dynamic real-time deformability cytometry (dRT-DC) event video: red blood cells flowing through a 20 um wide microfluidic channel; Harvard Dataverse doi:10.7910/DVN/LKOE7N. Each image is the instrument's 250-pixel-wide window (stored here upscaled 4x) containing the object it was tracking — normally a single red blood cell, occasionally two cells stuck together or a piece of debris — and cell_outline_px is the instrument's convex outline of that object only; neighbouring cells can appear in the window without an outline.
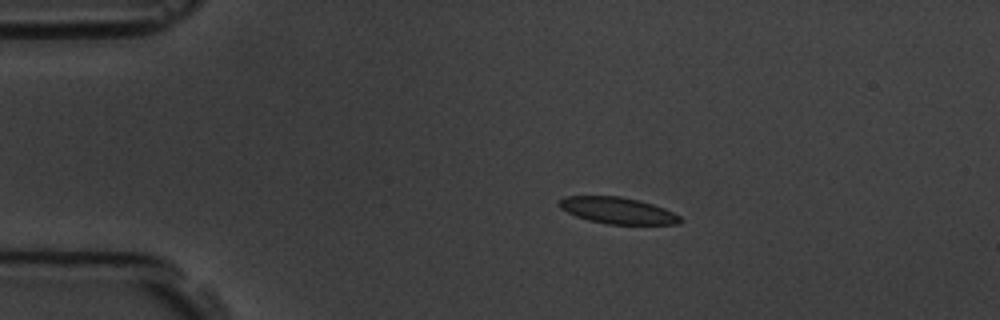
{"species": "common noctule bat (a hibernating species)", "species_latin": "Nyctalus noctula", "temperature_condition": "room temperature", "stored_images_in_passage": 9, "camera_frame_rate_fps": 3000, "um_per_image_px": 0.085, "animal": {"sex": "male", "body_mass_g": 19.5, "forearm_length_mm": 54.6}, "frame": {"image": 1, "passage_image": 1, "time_ms": 0.0, "image_size_px": [1000, 320], "cell_outline_px": [[684, 220], [680, 224], [608, 224], [588, 220], [576, 216], [560, 208], [560, 200], [564, 196], [620, 196], [640, 200], [664, 208], [680, 216]], "centroid_in_image_um": [52.53, 17.89], "position_along_channel_um": 32.5, "area_um2": 18.61}}
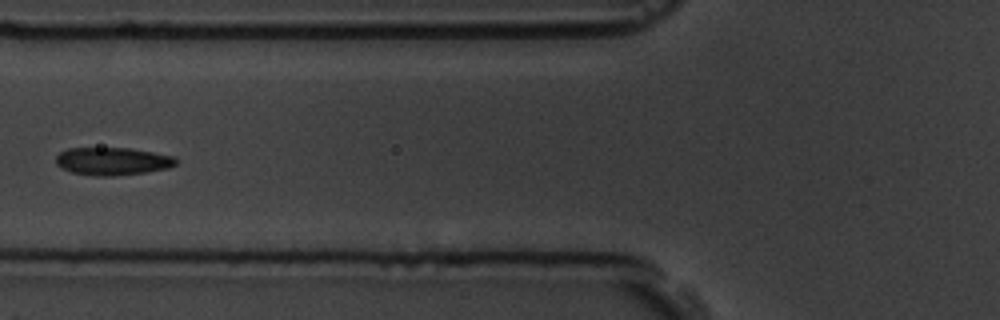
{"frame": {"image": 2, "passage_image": 4, "time_ms": 3.667, "image_size_px": [1000, 320], "cell_outline_px": [[176, 164], [168, 168], [144, 172], [112, 176], [96, 176], [72, 172], [60, 168], [56, 164], [56, 156], [60, 152], [68, 148], [128, 148], [152, 152], [172, 156], [176, 160]], "centroid_in_image_um": [9.51, 13.7], "position_along_channel_um": 116.3, "area_um2": 19.25}}
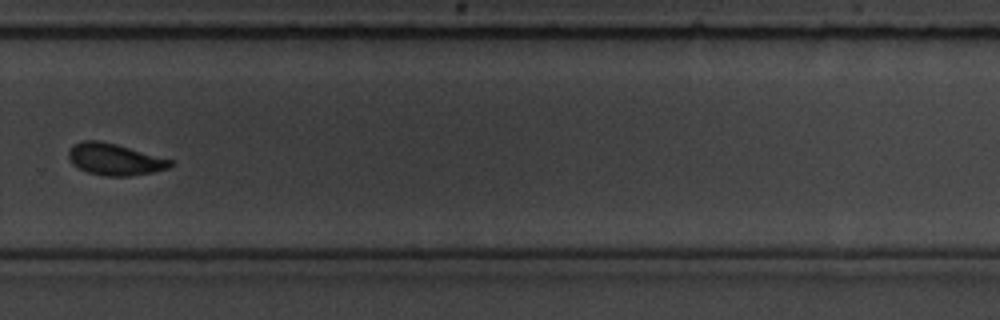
{"frame": {"image": 3, "passage_image": 9, "time_ms": 9.333, "image_size_px": [1000, 320], "cell_outline_px": [[176, 164], [168, 168], [152, 172], [128, 176], [104, 176], [88, 172], [76, 168], [72, 164], [68, 156], [68, 152], [72, 144], [84, 140], [100, 140], [116, 144], [172, 160]], "centroid_in_image_um": [9.71, 13.54], "position_along_channel_um": 320.1, "area_um2": 18.84}}